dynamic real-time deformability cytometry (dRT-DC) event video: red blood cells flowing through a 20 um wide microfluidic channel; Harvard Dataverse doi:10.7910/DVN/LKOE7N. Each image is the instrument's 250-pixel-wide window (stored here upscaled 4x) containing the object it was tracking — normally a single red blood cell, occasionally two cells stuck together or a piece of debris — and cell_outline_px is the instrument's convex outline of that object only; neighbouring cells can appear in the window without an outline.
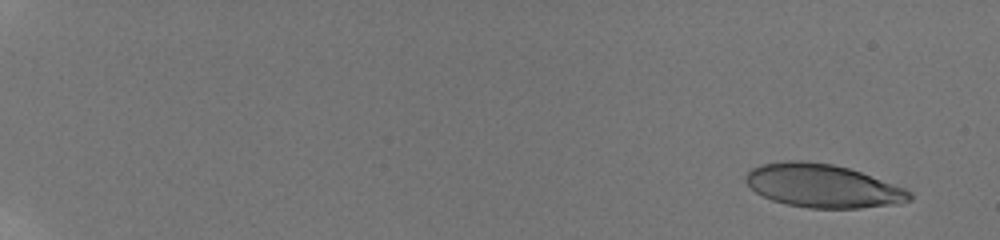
{"species": "human", "species_latin": "Homo sapiens", "temperature_condition": "room temperature", "stored_images_in_passage": 53, "camera_frame_rate_fps": 3000, "um_per_image_px": 0.085, "donor": {"sex": "male"}, "frame": {"image": 1, "passage_image": 1, "time_ms": 0.0, "image_size_px": [1000, 240], "cell_outline_px": [[912, 200], [900, 204], [860, 208], [808, 208], [788, 204], [772, 200], [756, 192], [744, 180], [744, 176], [752, 168], [760, 164], [784, 160], [800, 160], [832, 164], [848, 168], [860, 172], [904, 188], [912, 192]], "centroid_in_image_um": [69.93, 15.8], "position_along_channel_um": 15.1, "area_um2": 41.38}}
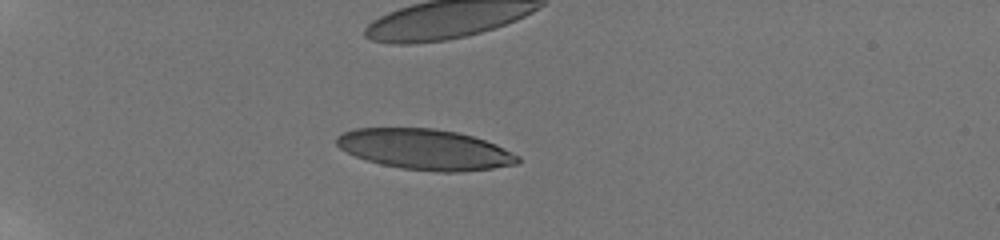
{"frame": {"image": 2, "passage_image": 15, "time_ms": 5.0, "image_size_px": [1000, 240], "cell_outline_px": [[520, 164], [492, 168], [460, 172], [440, 172], [400, 168], [380, 164], [356, 156], [340, 148], [336, 144], [336, 136], [344, 132], [356, 128], [432, 128], [456, 132], [472, 136], [496, 144], [520, 156]], "centroid_in_image_um": [36.15, 12.7], "position_along_channel_um": 48.8, "area_um2": 42.77}, "authors_computed_cell_mechanics": {"area_um2": 43.7546, "velocity_mm_per_s": 3.8575, "shape_relaxation_time_tau1_ms": 2.5497, "shape_relaxation_time_tau2_ms": 1.6631, "deformation_change_tau1": 0.1965, "deformation_change_tau2": 0.1074}}